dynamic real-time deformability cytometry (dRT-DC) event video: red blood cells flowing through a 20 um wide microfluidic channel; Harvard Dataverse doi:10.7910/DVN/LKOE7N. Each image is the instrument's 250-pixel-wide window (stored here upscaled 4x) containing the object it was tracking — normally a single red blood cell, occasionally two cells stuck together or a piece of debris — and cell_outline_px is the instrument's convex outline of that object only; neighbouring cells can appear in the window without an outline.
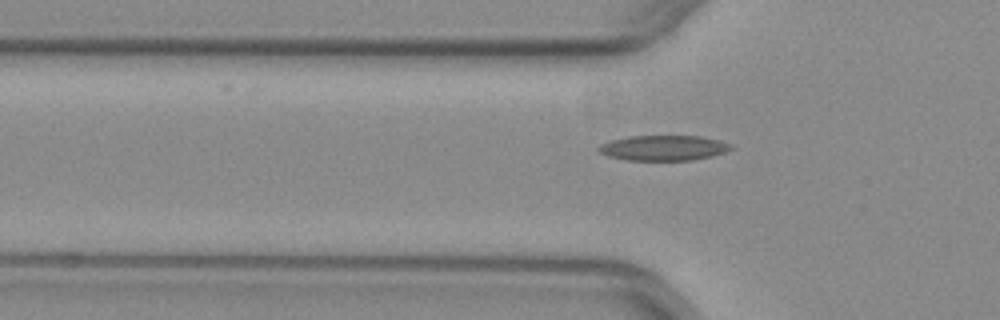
{"species": "common noctule bat (a hibernating species)", "species_latin": "Nyctalus noctula", "temperature_condition": "warm", "stored_images_in_passage": 35, "camera_frame_rate_fps": 3000, "um_per_image_px": 0.085, "animal": {"sex": "female", "body_mass_g": 29.2, "forearm_length_mm": 56.3}, "frame": {"image": 1, "passage_image": 5, "time_ms": 1.333, "image_size_px": [1000, 320], "cell_outline_px": [[736, 148], [712, 156], [692, 160], [628, 160], [608, 156], [600, 152], [596, 148], [600, 144], [608, 140], [628, 136], [700, 136], [720, 140], [732, 144]], "centroid_in_image_um": [56.41, 12.56], "position_along_channel_um": 69.4, "area_um2": 19.65}}
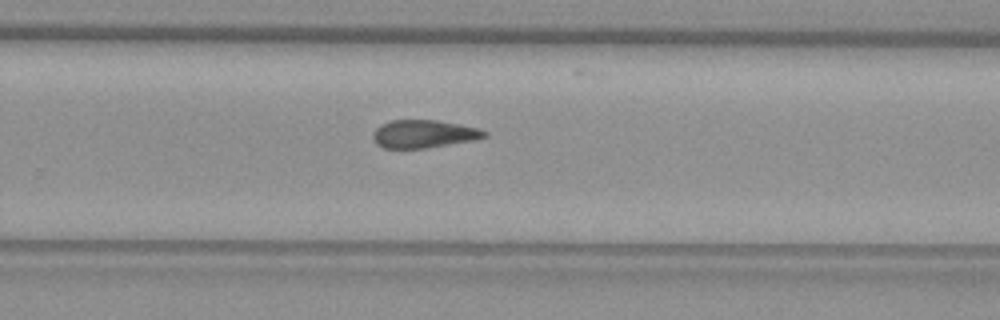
{"frame": {"image": 2, "passage_image": 22, "time_ms": 7.0, "image_size_px": [1000, 320], "cell_outline_px": [[488, 136], [476, 140], [428, 148], [384, 148], [376, 144], [372, 136], [376, 128], [380, 124], [388, 120], [436, 120], [460, 124], [476, 128], [488, 132]], "centroid_in_image_um": [36.02, 11.38], "position_along_channel_um": 293.8, "area_um2": 18.32}}
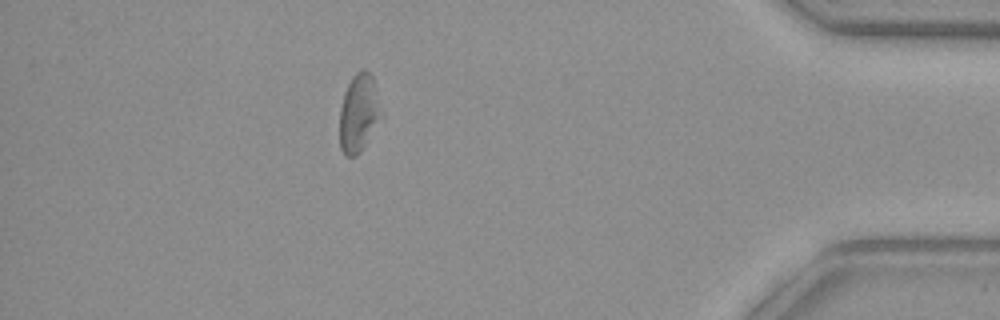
{"frame": {"image": 3, "passage_image": 34, "time_ms": 11.0, "image_size_px": [1000, 320], "cell_outline_px": [[384, 116], [360, 152], [356, 156], [344, 156], [340, 148], [340, 108], [344, 92], [352, 76], [356, 72], [364, 68], [372, 76]], "centroid_in_image_um": [30.51, 9.62], "position_along_channel_um": 404.7, "area_um2": 19.19}}